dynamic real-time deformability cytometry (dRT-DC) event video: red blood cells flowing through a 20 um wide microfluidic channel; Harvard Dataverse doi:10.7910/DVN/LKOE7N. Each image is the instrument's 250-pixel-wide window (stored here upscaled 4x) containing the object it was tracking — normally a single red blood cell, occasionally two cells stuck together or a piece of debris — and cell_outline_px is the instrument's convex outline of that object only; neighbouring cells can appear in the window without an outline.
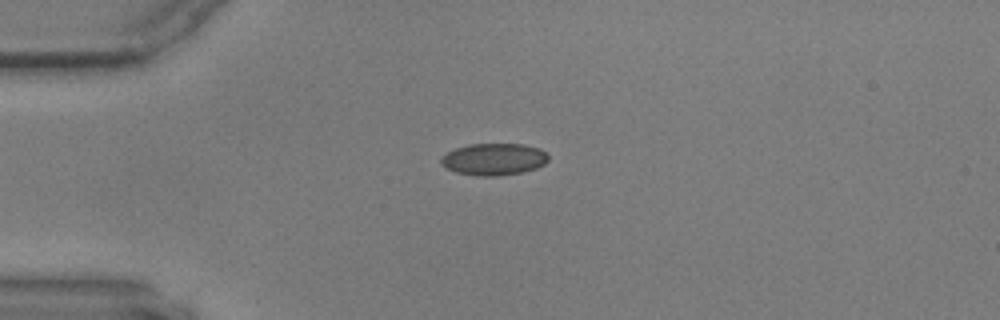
{"species": "common noctule bat (a hibernating species)", "species_latin": "Nyctalus noctula", "temperature_condition": "warm", "stored_images_in_passage": 44, "camera_frame_rate_fps": 3000, "um_per_image_px": 0.085, "animal": {"sex": "male", "body_mass_g": 17.9, "forearm_length_mm": 54.2}, "frame": {"image": 1, "passage_image": 1, "time_ms": 0.0, "image_size_px": [1000, 320], "cell_outline_px": [[548, 160], [544, 164], [536, 168], [520, 172], [500, 176], [476, 176], [456, 172], [440, 164], [440, 156], [456, 148], [468, 144], [524, 144], [540, 148], [548, 156]], "centroid_in_image_um": [41.96, 13.53], "position_along_channel_um": 43.0, "area_um2": 20.0}}
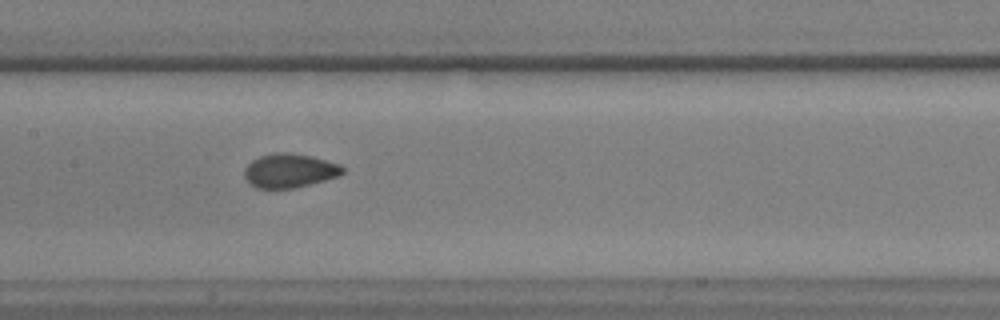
{"frame": {"image": 2, "passage_image": 15, "time_ms": 4.667, "image_size_px": [1000, 320], "cell_outline_px": [[344, 172], [340, 176], [292, 188], [256, 188], [248, 184], [244, 176], [244, 168], [252, 160], [260, 156], [272, 152], [288, 152], [312, 156], [340, 164], [344, 168]], "centroid_in_image_um": [24.58, 14.49], "position_along_channel_um": 182.8, "area_um2": 19.59}}
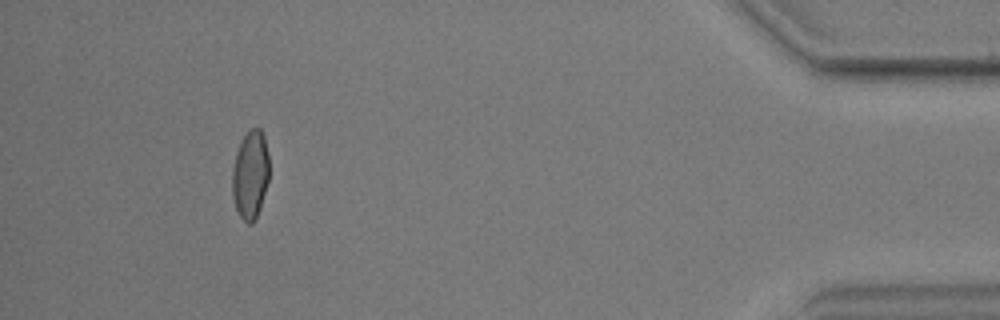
{"frame": {"image": 3, "passage_image": 40, "time_ms": 13.0, "image_size_px": [1000, 320], "cell_outline_px": [[268, 180], [260, 208], [252, 224], [248, 224], [240, 216], [236, 208], [232, 196], [232, 168], [236, 152], [240, 140], [252, 128], [260, 128], [264, 136], [268, 156]], "centroid_in_image_um": [21.26, 14.84], "position_along_channel_um": 413.9, "area_um2": 18.96}}